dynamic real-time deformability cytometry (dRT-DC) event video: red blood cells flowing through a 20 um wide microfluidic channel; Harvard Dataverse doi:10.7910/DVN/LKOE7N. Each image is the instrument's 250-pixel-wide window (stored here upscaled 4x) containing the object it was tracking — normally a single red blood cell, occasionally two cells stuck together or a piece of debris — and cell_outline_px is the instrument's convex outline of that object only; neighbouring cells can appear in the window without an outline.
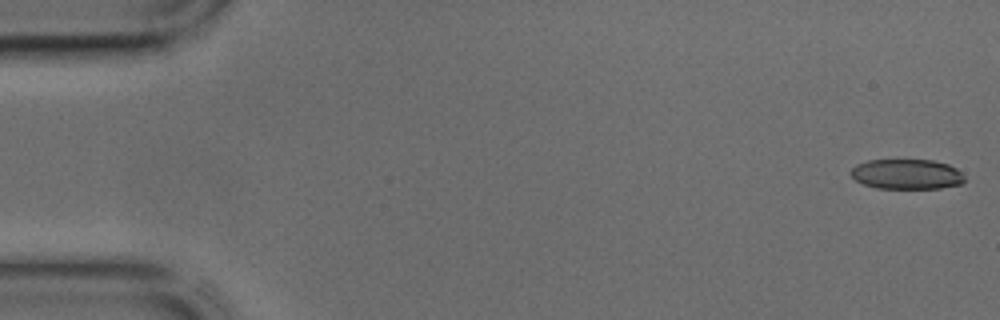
{"species": "common noctule bat (a hibernating species)", "species_latin": "Nyctalus noctula", "temperature_condition": "cold", "stored_images_in_passage": 4, "camera_frame_rate_fps": 3000, "um_per_image_px": 0.085, "animal": {"sex": "male", "body_mass_g": 17.9, "forearm_length_mm": 54.2}, "frame": {"image": 1, "passage_image": 1, "time_ms": 0.0, "image_size_px": [1000, 320], "cell_outline_px": [[964, 184], [940, 188], [876, 188], [864, 184], [856, 180], [852, 176], [852, 168], [856, 164], [868, 160], [932, 160], [948, 164], [956, 168], [964, 176]], "centroid_in_image_um": [77.1, 14.8], "position_along_channel_um": 7.9, "area_um2": 19.88}}